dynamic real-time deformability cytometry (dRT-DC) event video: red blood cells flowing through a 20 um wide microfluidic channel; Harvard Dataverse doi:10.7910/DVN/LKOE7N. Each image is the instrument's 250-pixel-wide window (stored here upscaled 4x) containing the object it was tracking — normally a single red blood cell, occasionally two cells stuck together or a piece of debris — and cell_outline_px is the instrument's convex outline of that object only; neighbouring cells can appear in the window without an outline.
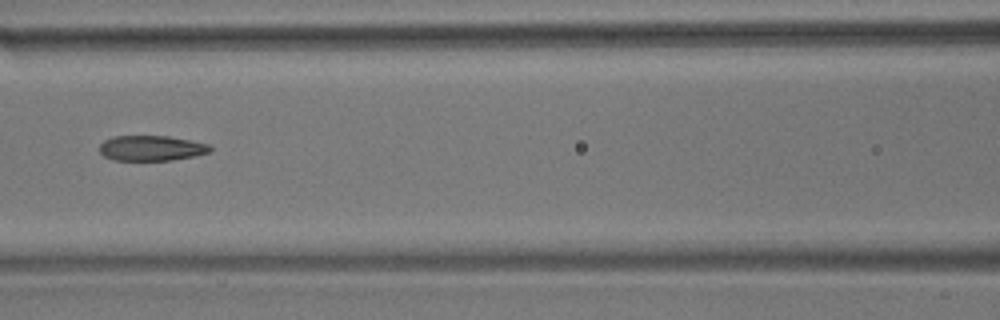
{"species": "common noctule bat (a hibernating species)", "species_latin": "Nyctalus noctula", "temperature_condition": "room temperature", "stored_images_in_passage": 11, "camera_frame_rate_fps": 3000, "um_per_image_px": 0.085, "animal": {"sex": "male", "body_mass_g": 17.9}, "frame": {"image": 1, "passage_image": 7, "time_ms": 8.0, "image_size_px": [1000, 320], "cell_outline_px": [[212, 148], [208, 152], [192, 156], [172, 160], [112, 160], [104, 156], [100, 152], [100, 144], [104, 140], [112, 136], [168, 136], [208, 144]], "centroid_in_image_um": [12.81, 12.59], "position_along_channel_um": 153.8, "area_um2": 16.13}}
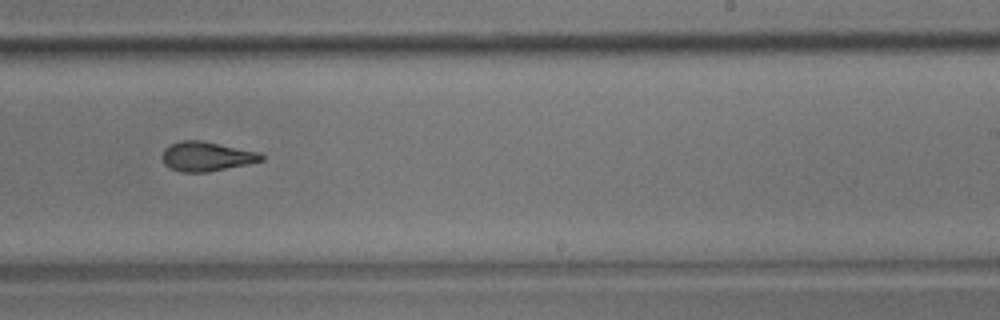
{"frame": {"image": 2, "passage_image": 10, "time_ms": 11.333, "image_size_px": [1000, 320], "cell_outline_px": [[264, 160], [248, 164], [208, 172], [180, 172], [164, 164], [160, 156], [164, 148], [180, 140], [200, 140], [260, 152], [264, 156]], "centroid_in_image_um": [17.54, 13.29], "position_along_channel_um": 271.5, "area_um2": 17.11}}
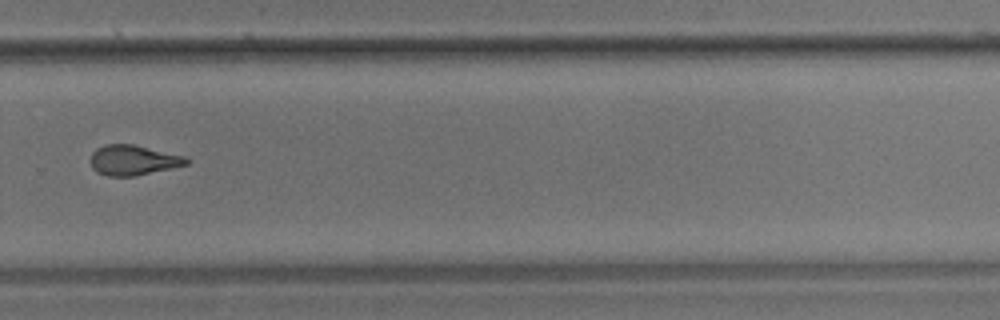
{"frame": {"image": 3, "passage_image": 11, "time_ms": 12.667, "image_size_px": [1000, 320], "cell_outline_px": [[192, 160], [188, 164], [136, 176], [108, 176], [96, 172], [92, 168], [88, 160], [92, 152], [96, 148], [104, 144], [132, 144], [184, 156]], "centroid_in_image_um": [11.27, 13.61], "position_along_channel_um": 318.5, "area_um2": 16.99}}